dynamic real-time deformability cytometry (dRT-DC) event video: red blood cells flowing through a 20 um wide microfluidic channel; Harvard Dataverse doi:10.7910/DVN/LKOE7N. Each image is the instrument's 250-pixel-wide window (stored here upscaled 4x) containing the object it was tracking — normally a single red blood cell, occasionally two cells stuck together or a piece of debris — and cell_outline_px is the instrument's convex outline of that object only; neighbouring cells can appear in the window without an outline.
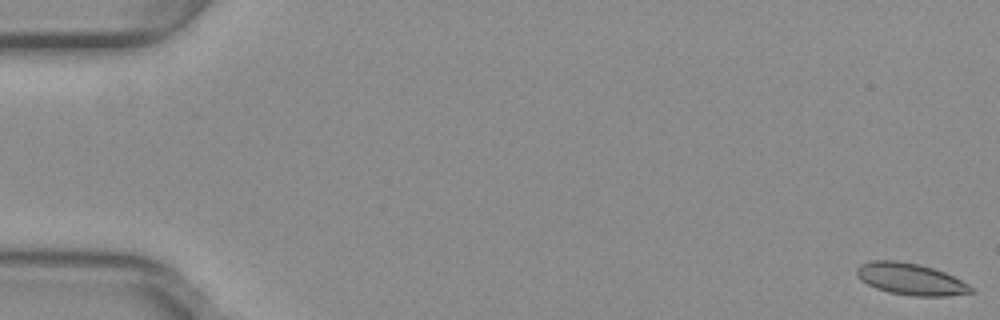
{"species": "common noctule bat (a hibernating species)", "species_latin": "Nyctalus noctula", "temperature_condition": "warm", "stored_images_in_passage": 54, "camera_frame_rate_fps": 3000, "um_per_image_px": 0.085, "animal": {"sex": "female", "body_mass_g": 29.2, "forearm_length_mm": 56.3}, "frame": {"image": 1, "passage_image": 1, "time_ms": 0.0, "image_size_px": [1000, 320], "cell_outline_px": [[976, 292], [948, 296], [916, 296], [888, 292], [876, 288], [860, 280], [856, 276], [856, 268], [860, 264], [872, 260], [896, 260], [920, 264], [944, 272], [968, 284]], "centroid_in_image_um": [77.37, 23.72], "position_along_channel_um": 7.6, "area_um2": 21.15}}
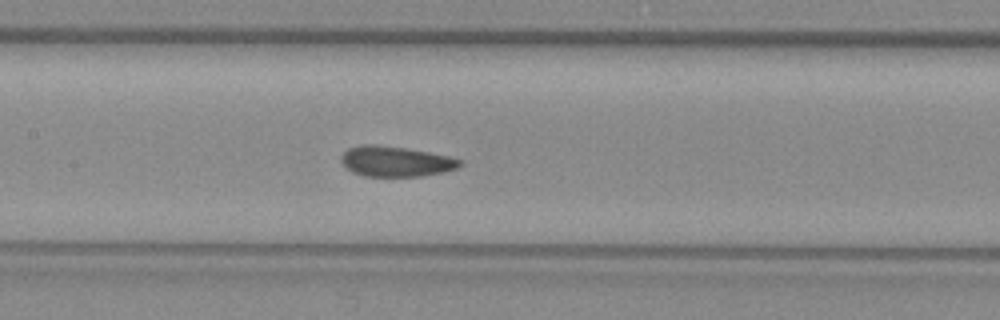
{"frame": {"image": 2, "passage_image": 26, "time_ms": 8.333, "image_size_px": [1000, 320], "cell_outline_px": [[464, 164], [460, 168], [444, 172], [420, 176], [364, 176], [352, 172], [340, 160], [340, 156], [348, 148], [364, 144], [372, 144], [404, 148], [428, 152], [448, 156], [460, 160]], "centroid_in_image_um": [33.65, 13.72], "position_along_channel_um": 173.8, "area_um2": 20.92}}
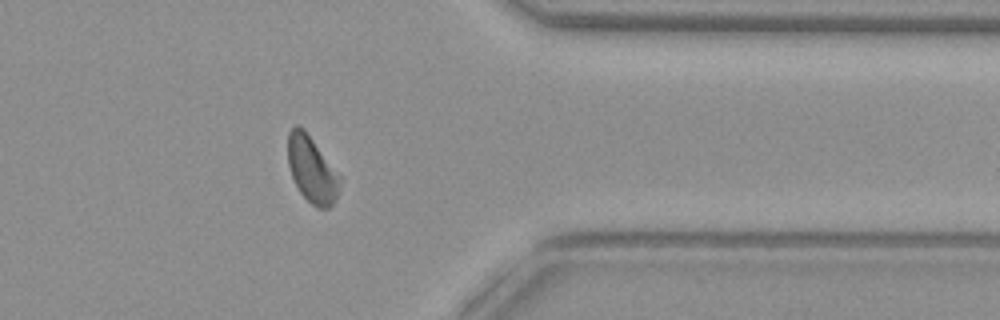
{"frame": {"image": 3, "passage_image": 43, "time_ms": 14.0, "image_size_px": [1000, 320], "cell_outline_px": [[340, 192], [336, 200], [328, 208], [316, 208], [300, 192], [292, 176], [288, 164], [288, 132], [296, 124], [304, 128], [340, 176]], "centroid_in_image_um": [26.51, 14.41], "position_along_channel_um": 384.9, "area_um2": 19.94}, "authors_computed_cell_mechanics": {"area_um2": 21.097, "velocity_mm_per_s": 3.9631, "shape_relaxation_time_tau1_ms": 4.8129, "shape_relaxation_time_tau2_ms": 1.7062, "deformation_change_tau1": 0.1141, "deformation_change_tau2": 0.0418}}